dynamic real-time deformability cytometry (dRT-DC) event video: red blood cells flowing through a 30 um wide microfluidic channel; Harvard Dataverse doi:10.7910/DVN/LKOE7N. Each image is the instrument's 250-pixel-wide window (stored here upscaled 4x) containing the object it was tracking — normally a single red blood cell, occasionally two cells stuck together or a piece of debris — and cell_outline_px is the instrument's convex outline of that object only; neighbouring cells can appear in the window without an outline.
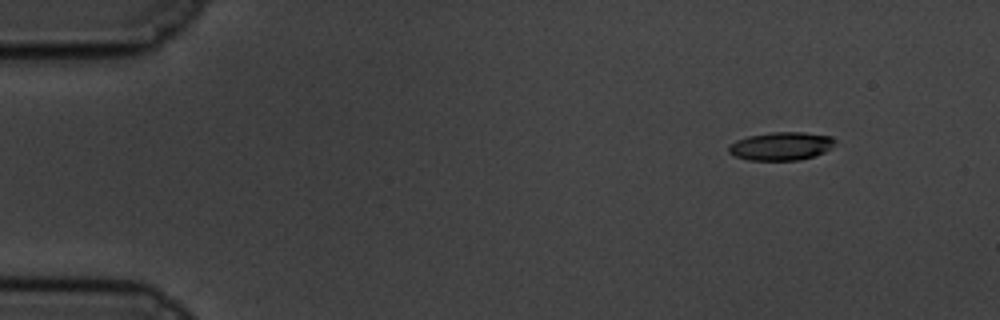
{"species": "common noctule bat (a hibernating species)", "species_latin": "Nyctalus noctula", "temperature_condition": "cold", "stored_images_in_passage": 54, "camera_frame_rate_fps": 3000, "um_per_image_px": 0.085, "animal": {"sex": "male", "body_mass_g": 19.5, "forearm_length_mm": 54.6}, "frame": {"image": 1, "passage_image": 1, "time_ms": 0.0, "image_size_px": [1000, 320], "cell_outline_px": [[836, 140], [832, 148], [816, 156], [800, 160], [748, 160], [736, 156], [728, 152], [728, 148], [736, 140], [748, 136], [772, 132], [804, 132], [832, 136]], "centroid_in_image_um": [66.44, 12.42], "position_along_channel_um": 18.6, "area_um2": 17.57}}
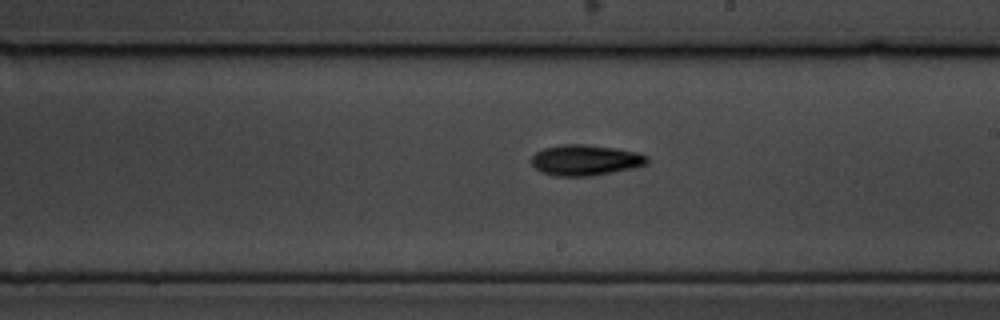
{"frame": {"image": 2, "passage_image": 29, "time_ms": 9.333, "image_size_px": [1000, 320], "cell_outline_px": [[648, 164], [632, 168], [592, 176], [552, 176], [540, 172], [532, 164], [532, 156], [536, 152], [544, 148], [564, 144], [584, 144], [616, 148], [636, 152], [648, 156]], "centroid_in_image_um": [49.75, 13.61], "position_along_channel_um": 239.3, "area_um2": 20.75}}
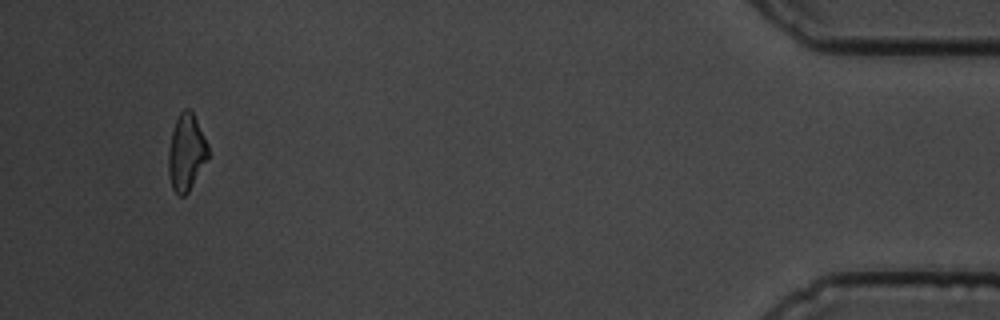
{"frame": {"image": 3, "passage_image": 51, "time_ms": 16.667, "image_size_px": [1000, 320], "cell_outline_px": [[208, 156], [188, 192], [184, 196], [180, 196], [172, 188], [168, 172], [168, 152], [172, 132], [176, 120], [180, 112], [184, 108], [188, 108], [192, 112], [208, 144]], "centroid_in_image_um": [15.82, 12.95], "position_along_channel_um": 419.4, "area_um2": 17.34}, "authors_computed_cell_mechanics": {"area_um2": 19.0162, "velocity_mm_per_s": 3.4109, "shape_relaxation_time_tau1_ms": 3.1704, "shape_relaxation_time_tau2_ms": null, "deformation_change_tau1": 0.1346, "deformation_change_tau2": null}}